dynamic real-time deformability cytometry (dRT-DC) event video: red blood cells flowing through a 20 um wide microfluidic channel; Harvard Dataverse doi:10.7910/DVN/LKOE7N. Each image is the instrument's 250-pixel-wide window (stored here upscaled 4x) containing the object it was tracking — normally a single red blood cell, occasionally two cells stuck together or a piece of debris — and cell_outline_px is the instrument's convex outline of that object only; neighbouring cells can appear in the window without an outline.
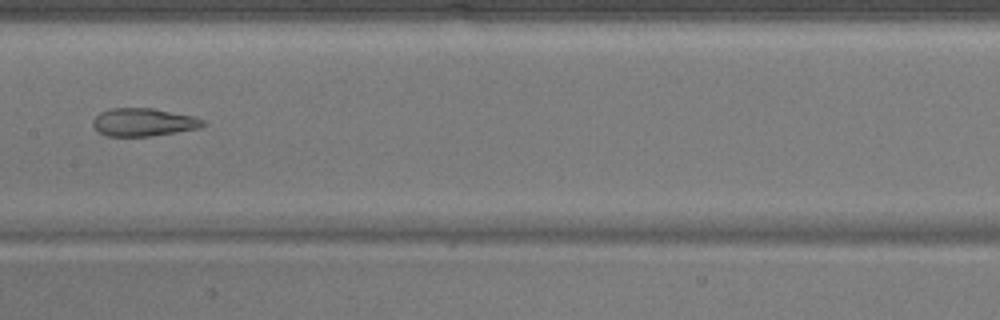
{"species": "common noctule bat (a hibernating species)", "species_latin": "Nyctalus noctula", "temperature_condition": "warm", "stored_images_in_passage": 35, "camera_frame_rate_fps": 3000, "um_per_image_px": 0.085, "animal": {"sex": "male", "body_mass_g": 17.9}, "frame": {"image": 1, "passage_image": 11, "time_ms": 3.333, "image_size_px": [1000, 320], "cell_outline_px": [[208, 124], [200, 128], [152, 136], [108, 136], [100, 132], [92, 124], [92, 120], [100, 112], [112, 108], [152, 108], [192, 116], [204, 120]], "centroid_in_image_um": [12.22, 10.39], "position_along_channel_um": 195.2, "area_um2": 17.86}}